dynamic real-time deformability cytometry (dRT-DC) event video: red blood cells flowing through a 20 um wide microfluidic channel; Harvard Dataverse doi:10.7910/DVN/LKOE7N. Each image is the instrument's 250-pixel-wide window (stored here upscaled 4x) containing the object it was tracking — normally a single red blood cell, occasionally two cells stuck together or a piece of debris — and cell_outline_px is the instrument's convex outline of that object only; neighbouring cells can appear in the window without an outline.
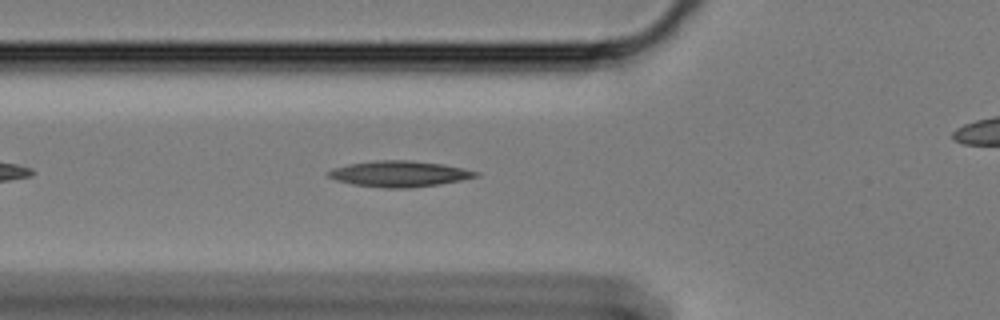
{"species": "Egyptian fruit bat (a non-hibernating species)", "species_latin": "Rousettus aegyptiacus", "temperature_condition": "cold", "stored_images_in_passage": 41, "camera_frame_rate_fps": 3000, "um_per_image_px": 0.085, "animal": {"sex": "female"}, "frame": {"image": 1, "passage_image": 4, "time_ms": 1.0, "image_size_px": [1000, 320], "cell_outline_px": [[480, 176], [440, 184], [408, 188], [380, 188], [352, 184], [336, 180], [328, 176], [324, 172], [332, 168], [348, 164], [376, 160], [412, 160], [444, 164], [480, 172]], "centroid_in_image_um": [33.92, 14.77], "position_along_channel_um": 91.9, "area_um2": 22.48}}
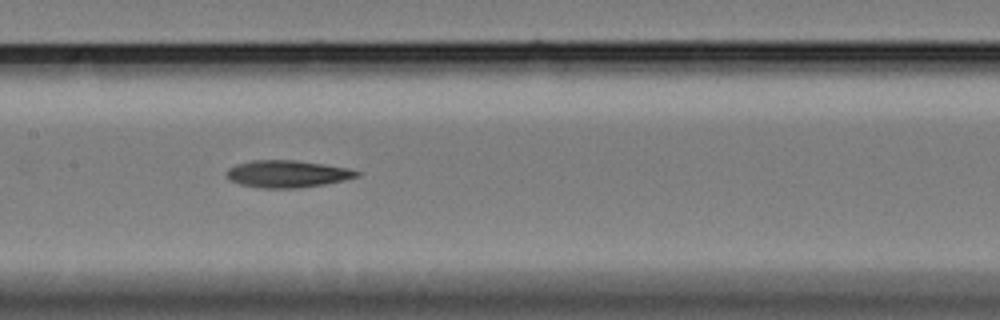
{"frame": {"image": 2, "passage_image": 12, "time_ms": 3.667, "image_size_px": [1000, 320], "cell_outline_px": [[360, 176], [344, 180], [324, 184], [296, 188], [260, 188], [240, 184], [228, 180], [228, 168], [236, 164], [252, 160], [296, 160], [348, 168], [360, 172]], "centroid_in_image_um": [24.41, 14.78], "position_along_channel_um": 183.0, "area_um2": 20.52}}
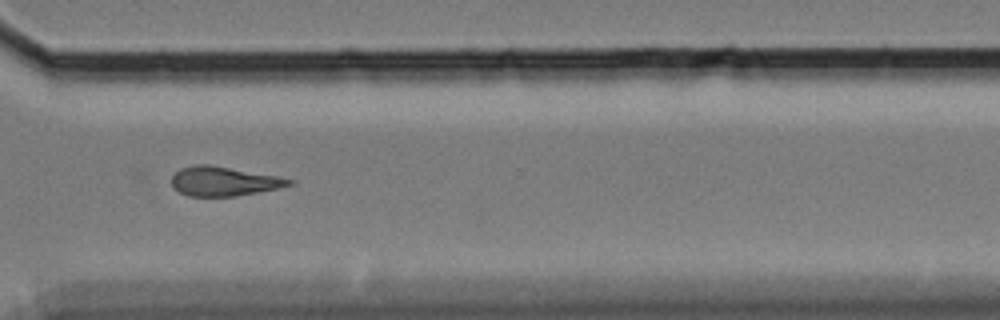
{"frame": {"image": 3, "passage_image": 27, "time_ms": 8.667, "image_size_px": [1000, 320], "cell_outline_px": [[296, 180], [292, 184], [280, 188], [236, 196], [188, 196], [180, 192], [172, 184], [172, 176], [180, 168], [192, 164], [208, 164], [276, 176]], "centroid_in_image_um": [19.02, 15.4], "position_along_channel_um": 351.6, "area_um2": 19.94}}